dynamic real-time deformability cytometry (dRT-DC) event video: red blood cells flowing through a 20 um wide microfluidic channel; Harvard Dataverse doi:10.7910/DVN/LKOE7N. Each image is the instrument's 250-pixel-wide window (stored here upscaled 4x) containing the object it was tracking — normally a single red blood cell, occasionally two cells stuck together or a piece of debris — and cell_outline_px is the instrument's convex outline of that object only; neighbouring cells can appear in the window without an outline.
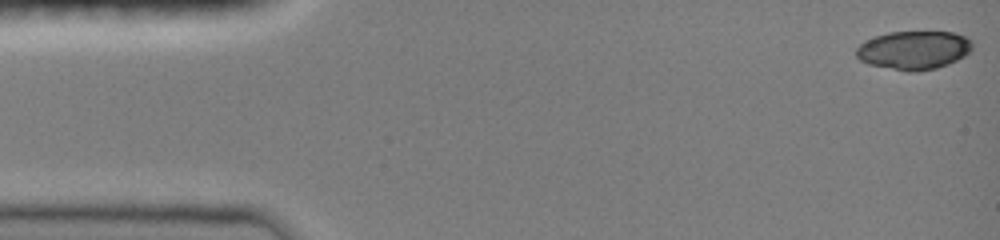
{"species": "common noctule bat (a hibernating species)", "species_latin": "Nyctalus noctula", "temperature_condition": "room temperature", "stored_images_in_passage": 33, "camera_frame_rate_fps": 3000, "um_per_image_px": 0.085, "animal": {"sex": "female", "body_mass_g": 19.0, "forearm_length_mm": 51.5}, "frame": {"image": 1, "passage_image": 1, "time_ms": 0.0, "image_size_px": [1000, 240], "cell_outline_px": [[972, 48], [964, 56], [948, 64], [936, 68], [916, 72], [908, 72], [868, 64], [860, 60], [856, 56], [856, 48], [864, 40], [888, 32], [952, 32], [964, 36], [972, 40]], "centroid_in_image_um": [77.65, 4.26], "position_along_channel_um": 7.3, "area_um2": 26.13}}
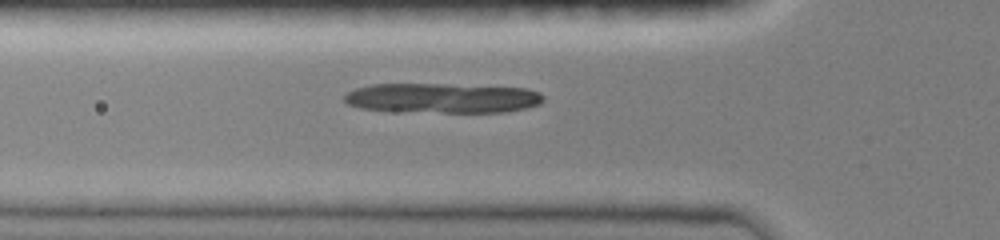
{"frame": {"image": 2, "passage_image": 12, "time_ms": 5.0, "image_size_px": [1000, 240], "cell_outline_px": [[544, 100], [540, 104], [508, 112], [444, 112], [360, 108], [348, 104], [344, 100], [344, 96], [348, 92], [356, 88], [372, 84], [444, 84], [528, 88], [540, 92], [544, 96]], "centroid_in_image_um": [37.67, 8.32], "position_along_channel_um": 88.1, "area_um2": 34.33}}
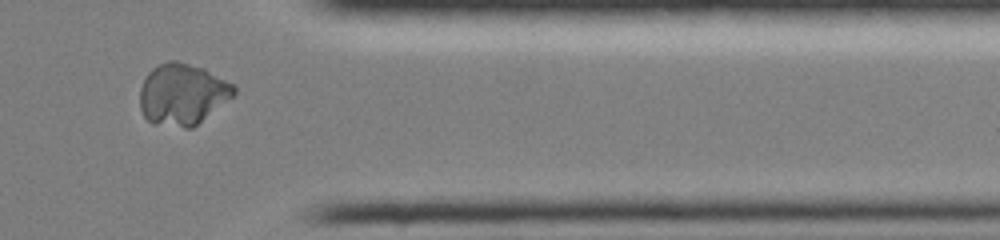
{"frame": {"image": 3, "passage_image": 27, "time_ms": 12.667, "image_size_px": [1000, 240], "cell_outline_px": [[236, 92], [232, 96], [192, 128], [184, 128], [152, 124], [144, 116], [140, 108], [140, 88], [148, 72], [152, 68], [168, 60], [176, 60], [204, 68], [236, 84]], "centroid_in_image_um": [15.5, 8.0], "position_along_channel_um": 395.9, "area_um2": 33.76}}